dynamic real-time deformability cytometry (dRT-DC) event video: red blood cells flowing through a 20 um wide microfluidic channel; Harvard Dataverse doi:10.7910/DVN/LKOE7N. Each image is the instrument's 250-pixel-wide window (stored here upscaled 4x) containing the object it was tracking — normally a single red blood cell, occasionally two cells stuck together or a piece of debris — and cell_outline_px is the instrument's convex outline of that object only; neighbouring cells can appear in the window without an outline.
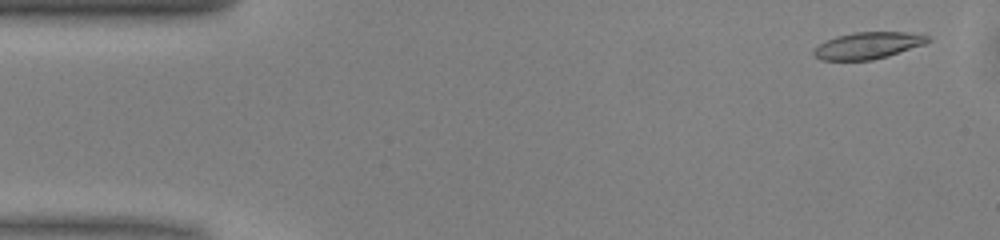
{"species": "common noctule bat (a hibernating species)", "species_latin": "Nyctalus noctula", "temperature_condition": "warm", "stored_images_in_passage": 41, "camera_frame_rate_fps": 3000, "um_per_image_px": 0.085, "animal": {"sex": "male", "body_mass_g": 13.0, "forearm_length_mm": 53.1}, "frame": {"image": 1, "passage_image": 3, "time_ms": 0.667, "image_size_px": [1000, 240], "cell_outline_px": [[932, 40], [924, 44], [888, 56], [872, 60], [820, 60], [812, 52], [820, 44], [836, 36], [852, 32], [908, 32], [928, 36]], "centroid_in_image_um": [73.79, 3.86], "position_along_channel_um": 11.2, "area_um2": 17.63}}
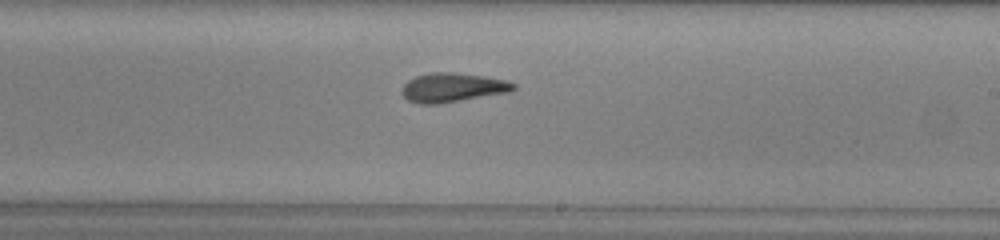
{"frame": {"image": 2, "passage_image": 29, "time_ms": 9.333, "image_size_px": [1000, 240], "cell_outline_px": [[516, 88], [512, 92], [436, 104], [420, 104], [408, 100], [400, 92], [400, 88], [408, 80], [416, 76], [432, 72], [452, 72], [488, 76], [508, 80], [516, 84]], "centroid_in_image_um": [38.5, 7.43], "position_along_channel_um": 250.5, "area_um2": 19.25}}
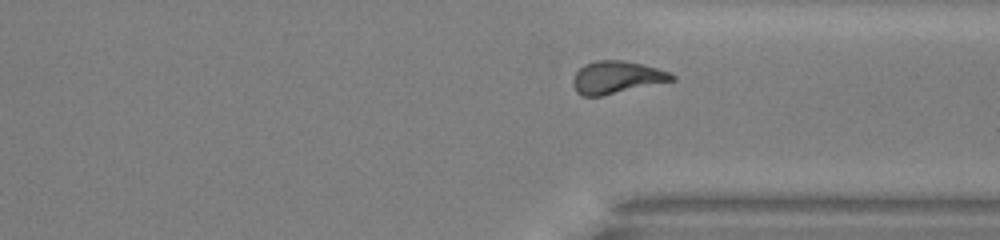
{"frame": {"image": 3, "passage_image": 37, "time_ms": 12.0, "image_size_px": [1000, 240], "cell_outline_px": [[676, 80], [600, 96], [584, 96], [576, 92], [572, 84], [572, 80], [576, 72], [584, 64], [596, 60], [624, 60], [656, 68], [668, 72], [676, 76]], "centroid_in_image_um": [52.39, 6.57], "position_along_channel_um": 359.0, "area_um2": 18.61}, "authors_computed_cell_mechanics": {"area_um2": 18.6116, "velocity_mm_per_s": 4.0612, "shape_relaxation_time_tau1_ms": 8.4409, "shape_relaxation_time_tau2_ms": 3.864, "deformation_change_tau1": 0.2378, "deformation_change_tau2": 0.1249}}